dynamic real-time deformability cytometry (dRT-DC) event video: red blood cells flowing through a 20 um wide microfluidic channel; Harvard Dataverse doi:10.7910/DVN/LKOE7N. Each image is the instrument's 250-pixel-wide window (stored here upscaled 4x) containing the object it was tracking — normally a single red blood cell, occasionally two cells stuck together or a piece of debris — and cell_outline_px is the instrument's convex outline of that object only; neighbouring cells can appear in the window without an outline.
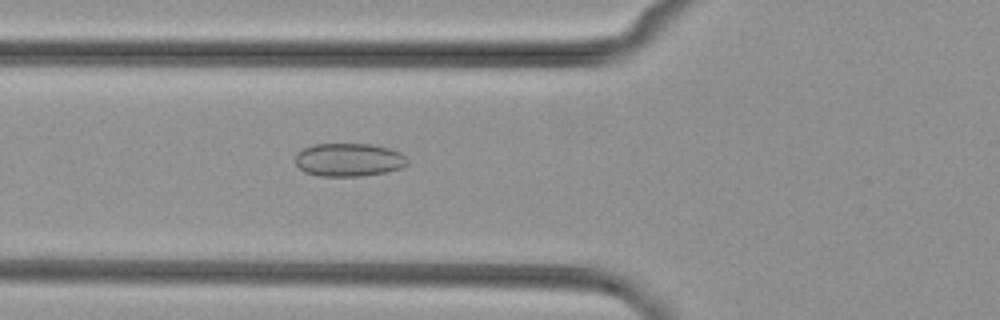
{"species": "common noctule bat (a hibernating species)", "species_latin": "Nyctalus noctula", "temperature_condition": "cold", "stored_images_in_passage": 53, "camera_frame_rate_fps": 3000, "um_per_image_px": 0.085, "animal": {"sex": "female", "body_mass_g": 29.2, "forearm_length_mm": 56.3}, "frame": {"image": 1, "passage_image": 20, "time_ms": 6.333, "image_size_px": [1000, 320], "cell_outline_px": [[408, 164], [400, 168], [388, 172], [364, 176], [320, 176], [304, 172], [296, 164], [296, 152], [304, 148], [316, 144], [368, 144], [388, 148], [400, 152], [408, 160]], "centroid_in_image_um": [29.65, 13.59], "position_along_channel_um": 96.2, "area_um2": 21.73}}
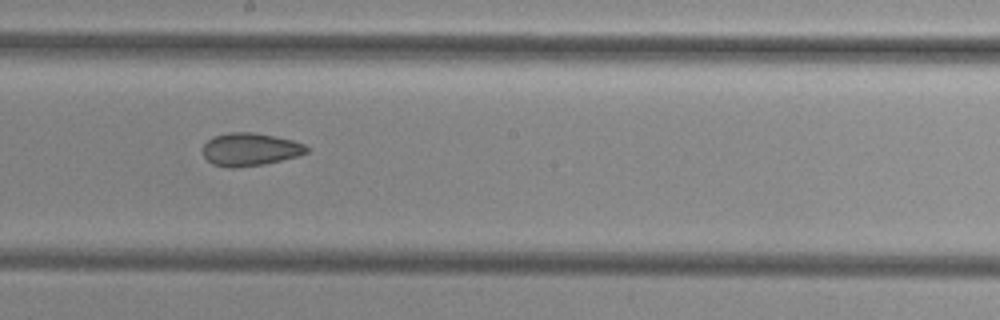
{"frame": {"image": 2, "passage_image": 30, "time_ms": 9.667, "image_size_px": [1000, 320], "cell_outline_px": [[308, 152], [296, 156], [264, 164], [232, 168], [228, 168], [212, 164], [204, 156], [200, 148], [212, 136], [228, 132], [252, 132], [276, 136], [292, 140], [304, 144], [308, 148]], "centroid_in_image_um": [21.2, 12.69], "position_along_channel_um": 227.0, "area_um2": 20.0}}
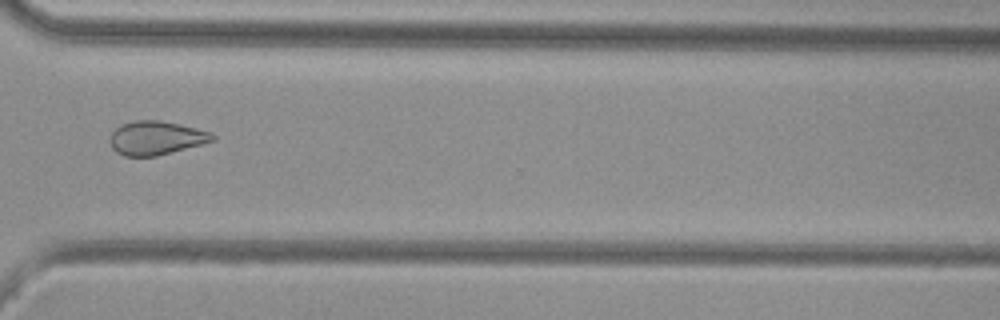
{"frame": {"image": 3, "passage_image": 40, "time_ms": 13.0, "image_size_px": [1000, 320], "cell_outline_px": [[216, 140], [156, 156], [124, 156], [116, 152], [112, 148], [108, 140], [112, 132], [120, 124], [136, 120], [160, 120], [180, 124], [196, 128], [208, 132], [216, 136]], "centroid_in_image_um": [13.22, 11.72], "position_along_channel_um": 357.4, "area_um2": 20.17}}